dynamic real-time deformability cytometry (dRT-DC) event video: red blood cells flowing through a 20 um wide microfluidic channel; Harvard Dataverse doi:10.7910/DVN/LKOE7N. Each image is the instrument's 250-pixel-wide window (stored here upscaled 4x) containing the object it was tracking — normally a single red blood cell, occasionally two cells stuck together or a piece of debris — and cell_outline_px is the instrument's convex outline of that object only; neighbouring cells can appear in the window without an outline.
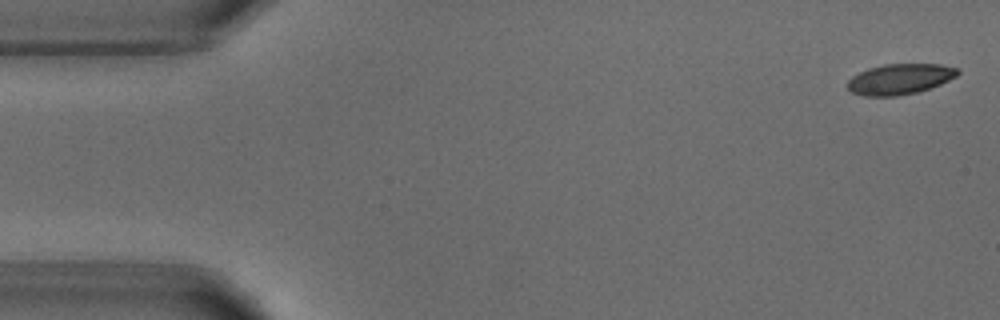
{"species": "common noctule bat (a hibernating species)", "species_latin": "Nyctalus noctula", "temperature_condition": "warm", "stored_images_in_passage": 4, "camera_frame_rate_fps": 3000, "um_per_image_px": 0.085, "animal": {"sex": "male", "body_mass_g": 18.8}, "frame": {"image": 1, "passage_image": 1, "time_ms": 0.0, "image_size_px": [1000, 320], "cell_outline_px": [[960, 72], [956, 76], [940, 84], [916, 92], [896, 96], [864, 96], [852, 92], [848, 88], [848, 80], [852, 76], [868, 68], [884, 64], [940, 64], [960, 68]], "centroid_in_image_um": [76.49, 6.71], "position_along_channel_um": 8.5, "area_um2": 19.54}}
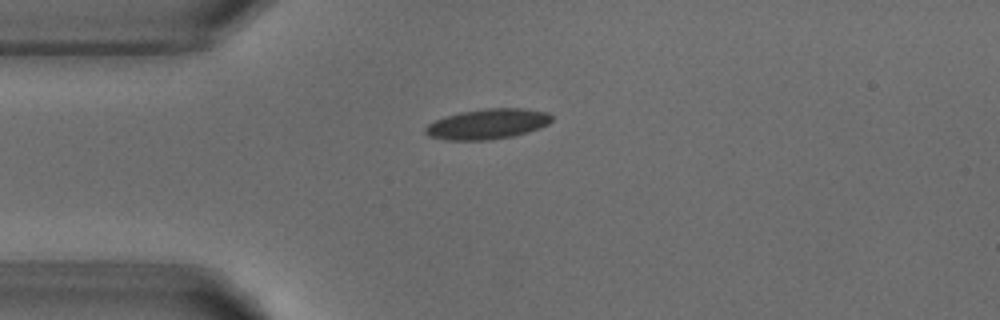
{"frame": {"image": 2, "passage_image": 4, "time_ms": 3.667, "image_size_px": [1000, 320], "cell_outline_px": [[552, 120], [548, 124], [540, 128], [528, 132], [512, 136], [488, 140], [444, 140], [428, 136], [424, 132], [424, 128], [428, 124], [444, 116], [460, 112], [484, 108], [524, 108], [548, 112], [552, 116]], "centroid_in_image_um": [41.43, 10.53], "position_along_channel_um": 43.6, "area_um2": 22.48}}